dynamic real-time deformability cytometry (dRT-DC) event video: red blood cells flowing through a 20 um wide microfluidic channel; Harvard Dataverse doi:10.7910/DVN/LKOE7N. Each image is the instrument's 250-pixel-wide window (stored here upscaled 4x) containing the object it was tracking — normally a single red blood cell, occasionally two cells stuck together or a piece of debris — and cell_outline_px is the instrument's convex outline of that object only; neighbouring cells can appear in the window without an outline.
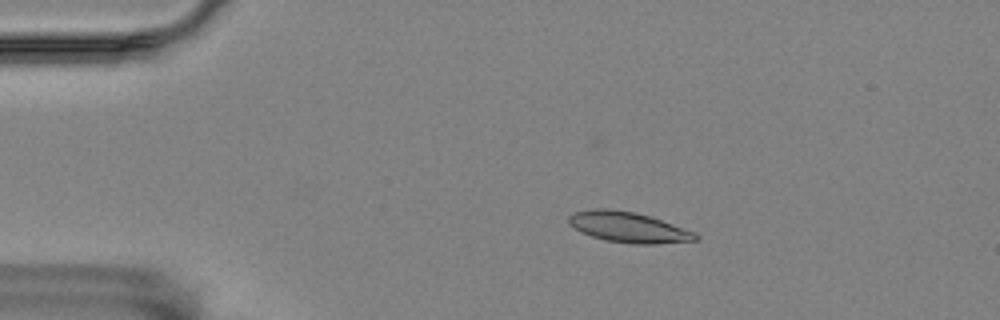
{"species": "Egyptian fruit bat (a non-hibernating species)", "species_latin": "Rousettus aegyptiacus", "temperature_condition": "room temperature", "stored_images_in_passage": 56, "camera_frame_rate_fps": 3000, "um_per_image_px": 0.085, "animal": {"sex": "female"}, "frame": {"image": 1, "passage_image": 10, "time_ms": 3.0, "image_size_px": [1000, 320], "cell_outline_px": [[700, 236], [696, 240], [656, 244], [632, 244], [604, 240], [580, 232], [568, 220], [568, 216], [576, 212], [596, 208], [604, 208], [632, 212], [648, 216], [696, 232]], "centroid_in_image_um": [53.43, 19.33], "position_along_channel_um": 31.6, "area_um2": 22.2}}
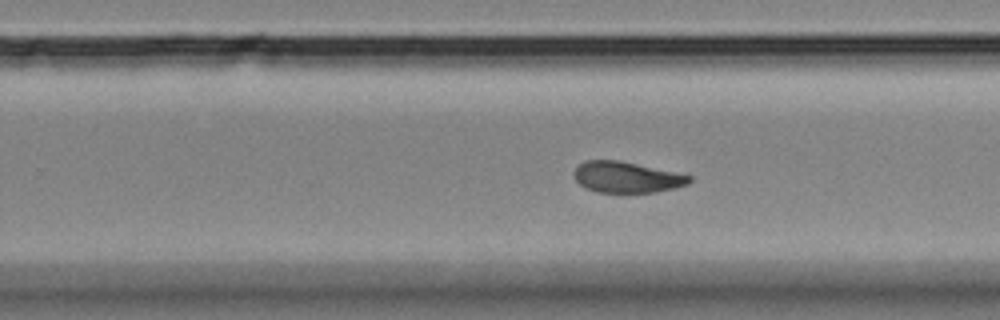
{"frame": {"image": 2, "passage_image": 35, "time_ms": 11.333, "image_size_px": [1000, 320], "cell_outline_px": [[692, 180], [688, 184], [656, 192], [596, 192], [584, 188], [572, 176], [572, 172], [584, 160], [620, 160], [692, 176]], "centroid_in_image_um": [53.21, 15.06], "position_along_channel_um": 276.6, "area_um2": 20.81}}
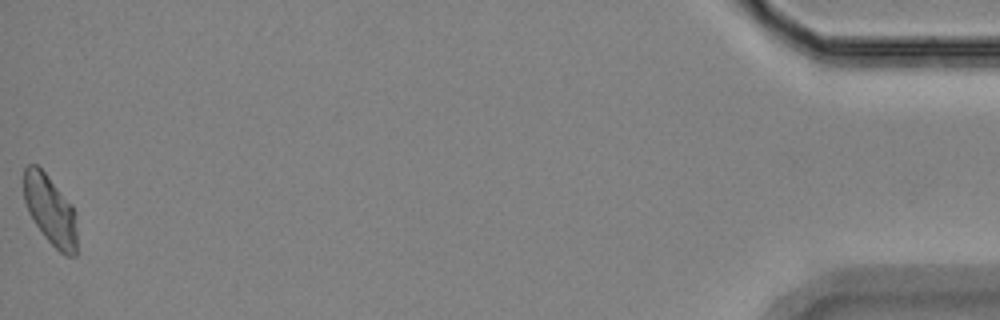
{"frame": {"image": 3, "passage_image": 56, "time_ms": 18.333, "image_size_px": [1000, 320], "cell_outline_px": [[76, 256], [64, 256], [44, 236], [28, 212], [24, 200], [24, 168], [28, 164], [36, 164], [44, 172], [72, 204], [76, 212]], "centroid_in_image_um": [4.28, 17.87], "position_along_channel_um": 430.9, "area_um2": 21.56}, "authors_computed_cell_mechanics": {"area_um2": 21.5016, "velocity_mm_per_s": 3.5261, "shape_relaxation_time_tau1_ms": 7.8877, "shape_relaxation_time_tau2_ms": 2.4471, "deformation_change_tau1": 0.2035, "deformation_change_tau2": 0.0845}}